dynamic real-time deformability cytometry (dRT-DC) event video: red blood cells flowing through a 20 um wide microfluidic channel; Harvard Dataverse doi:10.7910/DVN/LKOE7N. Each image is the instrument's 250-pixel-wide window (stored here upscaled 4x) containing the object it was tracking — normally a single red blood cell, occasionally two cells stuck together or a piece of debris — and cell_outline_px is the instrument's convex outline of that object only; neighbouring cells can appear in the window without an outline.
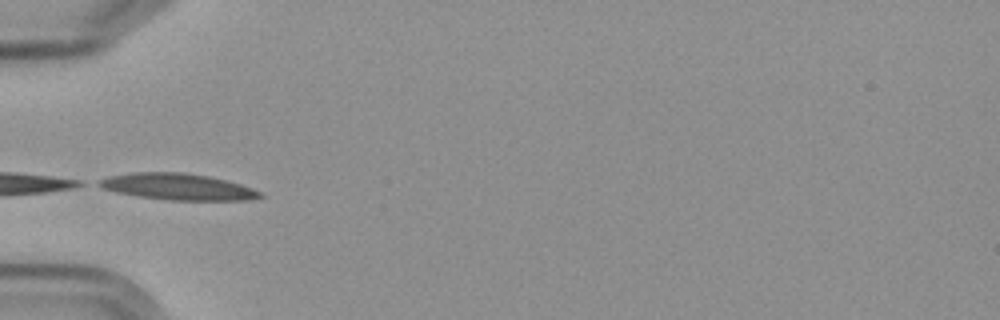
{"species": "Egyptian fruit bat (a non-hibernating species)", "species_latin": "Rousettus aegyptiacus", "temperature_condition": "cold", "stored_images_in_passage": 12, "camera_frame_rate_fps": 3000, "um_per_image_px": 0.085, "frame": {"image": 1, "passage_image": 3, "time_ms": 3.333, "image_size_px": [1000, 320], "cell_outline_px": [[264, 196], [252, 200], [168, 200], [136, 196], [116, 192], [100, 188], [92, 184], [96, 180], [108, 176], [132, 172], [184, 172], [208, 176], [228, 180], [264, 192]], "centroid_in_image_um": [15.06, 15.87], "position_along_channel_um": 69.9, "area_um2": 25.32}}
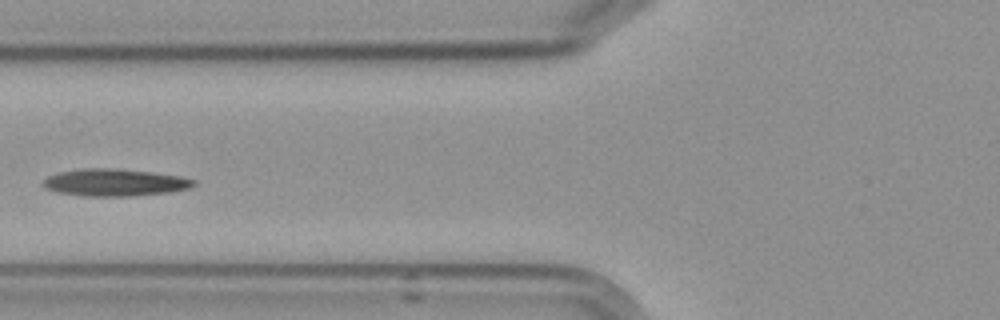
{"frame": {"image": 2, "passage_image": 4, "time_ms": 4.667, "image_size_px": [1000, 320], "cell_outline_px": [[196, 184], [192, 188], [172, 192], [136, 196], [84, 196], [56, 192], [44, 188], [40, 184], [48, 176], [60, 172], [84, 168], [112, 168], [148, 172], [180, 176], [196, 180]], "centroid_in_image_um": [9.76, 15.52], "position_along_channel_um": 116.0, "area_um2": 24.04}}